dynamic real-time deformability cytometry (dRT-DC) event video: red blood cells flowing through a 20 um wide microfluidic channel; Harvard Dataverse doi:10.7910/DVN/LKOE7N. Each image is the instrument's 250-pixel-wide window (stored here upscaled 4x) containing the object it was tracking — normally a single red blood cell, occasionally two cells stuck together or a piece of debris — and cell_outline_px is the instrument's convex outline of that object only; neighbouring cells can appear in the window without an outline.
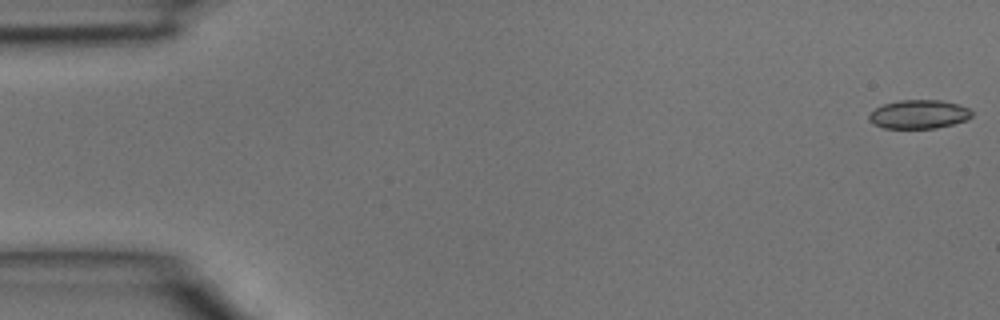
{"species": "common noctule bat (a hibernating species)", "species_latin": "Nyctalus noctula", "temperature_condition": "room temperature", "stored_images_in_passage": 5, "camera_frame_rate_fps": 3000, "um_per_image_px": 0.085, "animal": {"sex": "male", "body_mass_g": 15.6}, "frame": {"image": 1, "passage_image": 1, "time_ms": 0.0, "image_size_px": [1000, 320], "cell_outline_px": [[972, 116], [968, 120], [936, 128], [884, 128], [872, 124], [868, 120], [868, 116], [876, 108], [884, 104], [900, 100], [940, 100], [956, 104], [968, 108], [972, 112]], "centroid_in_image_um": [78.09, 9.72], "position_along_channel_um": 6.9, "area_um2": 17.17}}